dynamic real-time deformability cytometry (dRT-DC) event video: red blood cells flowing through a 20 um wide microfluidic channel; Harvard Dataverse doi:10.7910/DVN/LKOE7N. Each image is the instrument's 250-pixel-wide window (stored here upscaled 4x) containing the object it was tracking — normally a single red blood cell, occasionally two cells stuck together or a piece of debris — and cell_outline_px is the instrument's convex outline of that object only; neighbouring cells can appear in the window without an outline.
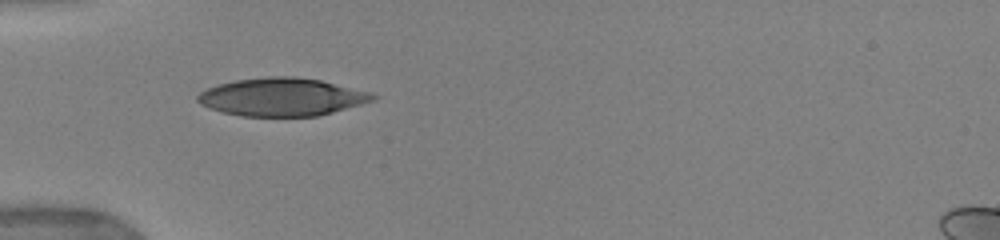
{"species": "human", "species_latin": "Homo sapiens", "temperature_condition": "warm", "stored_images_in_passage": 8, "camera_frame_rate_fps": 3000, "um_per_image_px": 0.085, "donor": {"sex": "female"}, "frame": {"image": 1, "passage_image": 4, "time_ms": 2.333, "image_size_px": [1000, 240], "cell_outline_px": [[380, 96], [372, 100], [360, 104], [332, 112], [316, 116], [240, 116], [224, 112], [200, 104], [196, 100], [196, 96], [200, 92], [208, 88], [220, 84], [236, 80], [268, 76], [292, 76], [320, 80], [368, 92]], "centroid_in_image_um": [23.93, 8.24], "position_along_channel_um": 61.1, "area_um2": 38.26}}